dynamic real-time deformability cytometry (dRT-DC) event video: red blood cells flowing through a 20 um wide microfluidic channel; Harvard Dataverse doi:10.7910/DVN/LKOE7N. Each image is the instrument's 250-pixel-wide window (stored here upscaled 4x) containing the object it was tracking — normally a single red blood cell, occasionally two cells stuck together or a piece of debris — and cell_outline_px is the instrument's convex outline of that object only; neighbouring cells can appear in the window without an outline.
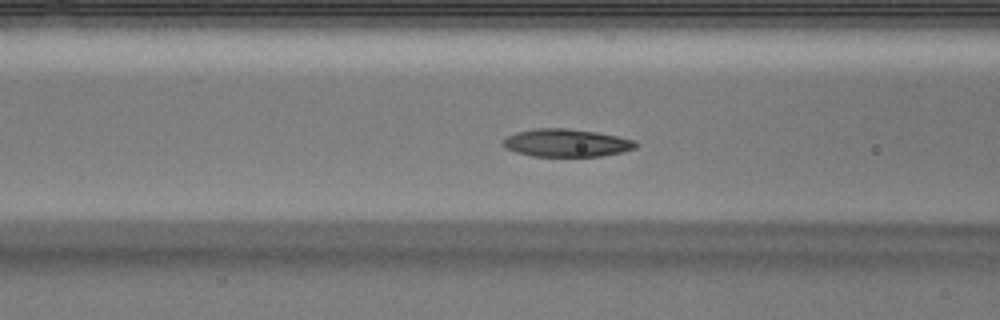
{"species": "Egyptian fruit bat (a non-hibernating species)", "species_latin": "Rousettus aegyptiacus", "temperature_condition": "warm", "stored_images_in_passage": 39, "camera_frame_rate_fps": 3000, "um_per_image_px": 0.085, "animal": {"sex": "male"}, "frame": {"image": 1, "passage_image": 8, "time_ms": 2.333, "image_size_px": [1000, 320], "cell_outline_px": [[640, 144], [636, 148], [624, 152], [600, 156], [532, 156], [516, 152], [504, 148], [500, 144], [508, 136], [516, 132], [536, 128], [568, 128], [596, 132], [636, 140]], "centroid_in_image_um": [48.16, 12.15], "position_along_channel_um": 118.4, "area_um2": 21.68}}
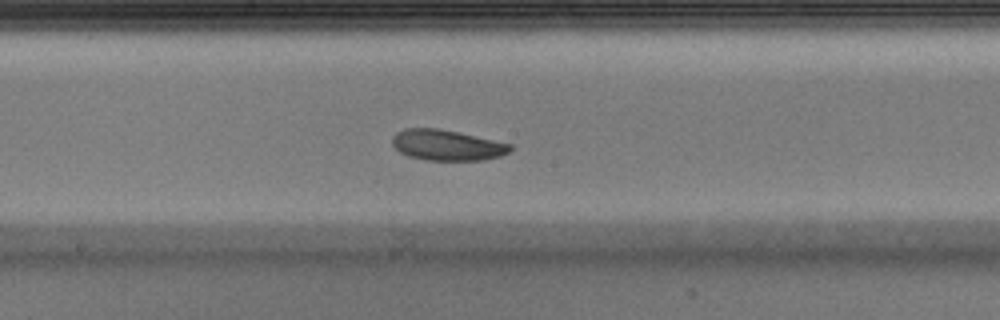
{"frame": {"image": 2, "passage_image": 15, "time_ms": 4.667, "image_size_px": [1000, 320], "cell_outline_px": [[512, 148], [508, 152], [500, 156], [484, 160], [424, 160], [408, 156], [400, 152], [392, 144], [392, 136], [396, 132], [404, 128], [440, 128], [512, 144]], "centroid_in_image_um": [37.96, 12.33], "position_along_channel_um": 210.2, "area_um2": 21.15}}
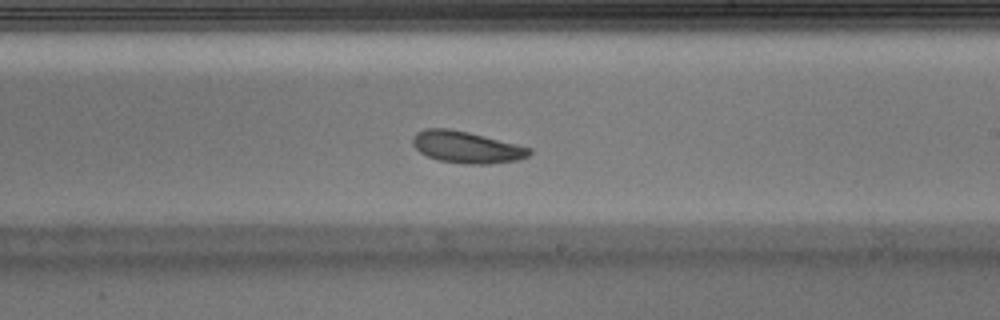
{"frame": {"image": 3, "passage_image": 18, "time_ms": 5.667, "image_size_px": [1000, 320], "cell_outline_px": [[532, 152], [528, 156], [516, 160], [492, 164], [464, 164], [440, 160], [428, 156], [420, 152], [412, 144], [412, 140], [416, 132], [424, 128], [448, 128], [468, 132], [532, 148]], "centroid_in_image_um": [39.65, 12.51], "position_along_channel_um": 249.4, "area_um2": 21.5}, "authors_computed_cell_mechanics": {"area_um2": 21.9062, "velocity_mm_per_s": 3.9274, "shape_relaxation_time_tau1_ms": 3.0247, "shape_relaxation_time_tau2_ms": 7.6471, "deformation_change_tau1": 0.1118, "deformation_change_tau2": 0.1583}}